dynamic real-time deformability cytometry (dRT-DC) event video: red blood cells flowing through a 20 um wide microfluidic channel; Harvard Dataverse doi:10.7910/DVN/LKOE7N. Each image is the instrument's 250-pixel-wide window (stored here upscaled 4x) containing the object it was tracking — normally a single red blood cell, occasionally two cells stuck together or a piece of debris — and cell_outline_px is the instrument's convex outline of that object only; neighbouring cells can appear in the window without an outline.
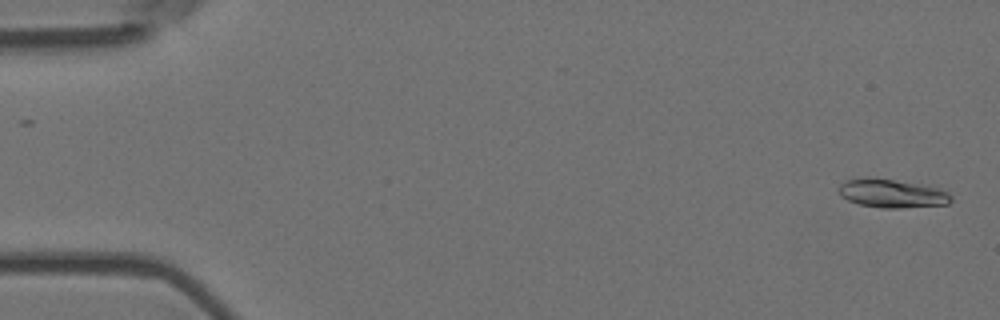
{"species": "Egyptian fruit bat (a non-hibernating species)", "species_latin": "Rousettus aegyptiacus", "temperature_condition": "room temperature", "stored_images_in_passage": 5, "camera_frame_rate_fps": 3000, "um_per_image_px": 0.085, "animal": {"sex": "female"}, "frame": {"image": 1, "passage_image": 1, "time_ms": 0.0, "image_size_px": [1000, 320], "cell_outline_px": [[952, 200], [948, 204], [900, 208], [880, 208], [860, 204], [848, 200], [840, 196], [836, 188], [844, 180], [868, 176], [920, 184], [940, 188], [948, 192], [952, 196]], "centroid_in_image_um": [75.78, 16.43], "position_along_channel_um": 9.2, "area_um2": 19.02}}
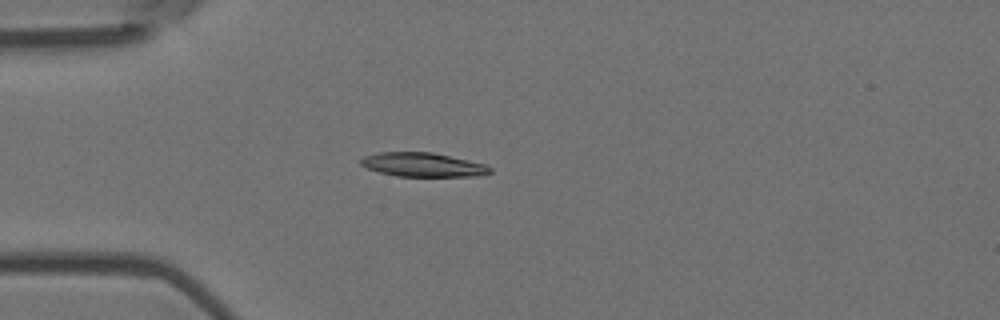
{"frame": {"image": 2, "passage_image": 4, "time_ms": 1.0, "image_size_px": [1000, 320], "cell_outline_px": [[492, 172], [476, 176], [396, 176], [380, 172], [368, 168], [360, 164], [360, 160], [364, 156], [376, 152], [432, 152], [468, 160], [484, 164], [492, 168]], "centroid_in_image_um": [35.93, 13.99], "position_along_channel_um": 49.1, "area_um2": 17.98}}